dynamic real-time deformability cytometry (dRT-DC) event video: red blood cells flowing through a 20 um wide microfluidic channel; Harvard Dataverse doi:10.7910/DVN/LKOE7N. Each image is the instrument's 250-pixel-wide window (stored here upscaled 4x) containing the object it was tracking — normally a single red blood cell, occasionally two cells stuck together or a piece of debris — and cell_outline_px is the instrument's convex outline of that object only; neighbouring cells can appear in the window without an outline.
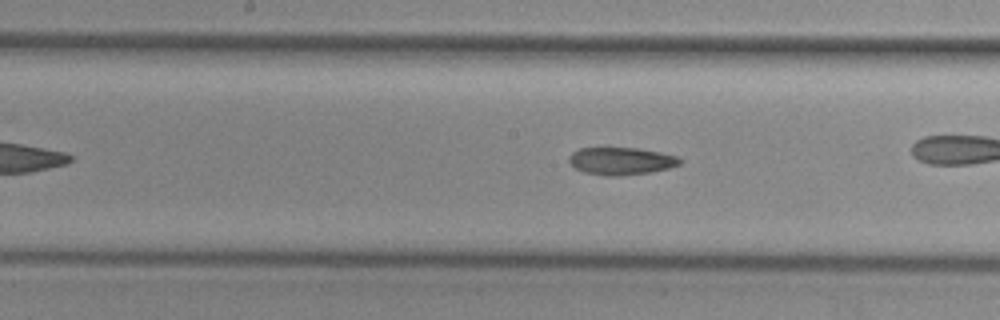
{"species": "common noctule bat (a hibernating species)", "species_latin": "Nyctalus noctula", "temperature_condition": "cold", "stored_images_in_passage": 42, "camera_frame_rate_fps": 3000, "um_per_image_px": 0.085, "animal": {"sex": "female", "body_mass_g": 29.2, "forearm_length_mm": 56.3}, "frame": {"image": 1, "passage_image": 19, "time_ms": 6.0, "image_size_px": [1000, 320], "cell_outline_px": [[680, 164], [668, 168], [652, 172], [620, 176], [604, 176], [584, 172], [576, 168], [568, 160], [568, 156], [572, 152], [580, 148], [636, 148], [660, 152], [676, 156], [680, 160]], "centroid_in_image_um": [52.76, 13.69], "position_along_channel_um": 195.4, "area_um2": 17.69}, "authors_computed_cell_mechanics": {"area_um2": 18.207, "velocity_mm_per_s": 3.839, "shape_relaxation_time_tau1_ms": null, "shape_relaxation_time_tau2_ms": 7.8425, "deformation_change_tau1": null, "deformation_change_tau2": 0.1543}}